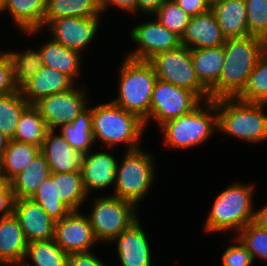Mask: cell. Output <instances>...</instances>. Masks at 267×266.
<instances>
[{"mask_svg":"<svg viewBox=\"0 0 267 266\" xmlns=\"http://www.w3.org/2000/svg\"><path fill=\"white\" fill-rule=\"evenodd\" d=\"M68 254L54 241H33L28 243L26 254L20 266H68ZM32 262V265L27 263Z\"/></svg>","mask_w":267,"mask_h":266,"instance_id":"4dcf8cb0","label":"cell"},{"mask_svg":"<svg viewBox=\"0 0 267 266\" xmlns=\"http://www.w3.org/2000/svg\"><path fill=\"white\" fill-rule=\"evenodd\" d=\"M74 83L76 84L64 73L44 65L20 91L29 104H34L42 97L70 89Z\"/></svg>","mask_w":267,"mask_h":266,"instance_id":"44dd1931","label":"cell"},{"mask_svg":"<svg viewBox=\"0 0 267 266\" xmlns=\"http://www.w3.org/2000/svg\"><path fill=\"white\" fill-rule=\"evenodd\" d=\"M5 265H6V266H10L9 264H0V266H5Z\"/></svg>","mask_w":267,"mask_h":266,"instance_id":"f907efd6","label":"cell"},{"mask_svg":"<svg viewBox=\"0 0 267 266\" xmlns=\"http://www.w3.org/2000/svg\"><path fill=\"white\" fill-rule=\"evenodd\" d=\"M92 252L70 254L68 256V266H107Z\"/></svg>","mask_w":267,"mask_h":266,"instance_id":"7bdbcfd3","label":"cell"},{"mask_svg":"<svg viewBox=\"0 0 267 266\" xmlns=\"http://www.w3.org/2000/svg\"><path fill=\"white\" fill-rule=\"evenodd\" d=\"M211 10L226 39L250 35L245 0H222L215 3Z\"/></svg>","mask_w":267,"mask_h":266,"instance_id":"603a6c76","label":"cell"},{"mask_svg":"<svg viewBox=\"0 0 267 266\" xmlns=\"http://www.w3.org/2000/svg\"><path fill=\"white\" fill-rule=\"evenodd\" d=\"M117 161L111 152L91 150L84 155L80 170L85 191L89 195L93 190L106 189L115 185Z\"/></svg>","mask_w":267,"mask_h":266,"instance_id":"2e32d148","label":"cell"},{"mask_svg":"<svg viewBox=\"0 0 267 266\" xmlns=\"http://www.w3.org/2000/svg\"><path fill=\"white\" fill-rule=\"evenodd\" d=\"M153 15L163 26L180 38H182L191 18L173 0H166Z\"/></svg>","mask_w":267,"mask_h":266,"instance_id":"8d00e7d4","label":"cell"},{"mask_svg":"<svg viewBox=\"0 0 267 266\" xmlns=\"http://www.w3.org/2000/svg\"><path fill=\"white\" fill-rule=\"evenodd\" d=\"M224 63L217 85L210 91L211 99L236 97L245 87L259 56L266 50L267 42L258 36L229 38L225 40Z\"/></svg>","mask_w":267,"mask_h":266,"instance_id":"6da1fadb","label":"cell"},{"mask_svg":"<svg viewBox=\"0 0 267 266\" xmlns=\"http://www.w3.org/2000/svg\"><path fill=\"white\" fill-rule=\"evenodd\" d=\"M29 105L20 89L0 96V130L9 139H13L20 117Z\"/></svg>","mask_w":267,"mask_h":266,"instance_id":"d6a6232c","label":"cell"},{"mask_svg":"<svg viewBox=\"0 0 267 266\" xmlns=\"http://www.w3.org/2000/svg\"><path fill=\"white\" fill-rule=\"evenodd\" d=\"M50 175V166L44 155L40 152L23 171L9 182L15 199H31L39 186Z\"/></svg>","mask_w":267,"mask_h":266,"instance_id":"d4e9b609","label":"cell"},{"mask_svg":"<svg viewBox=\"0 0 267 266\" xmlns=\"http://www.w3.org/2000/svg\"><path fill=\"white\" fill-rule=\"evenodd\" d=\"M138 219L112 242L117 244V254L122 266H152V251Z\"/></svg>","mask_w":267,"mask_h":266,"instance_id":"e0dca14e","label":"cell"},{"mask_svg":"<svg viewBox=\"0 0 267 266\" xmlns=\"http://www.w3.org/2000/svg\"><path fill=\"white\" fill-rule=\"evenodd\" d=\"M56 222L65 218L72 210L56 196L55 182L49 177L39 186L31 198Z\"/></svg>","mask_w":267,"mask_h":266,"instance_id":"d590c367","label":"cell"},{"mask_svg":"<svg viewBox=\"0 0 267 266\" xmlns=\"http://www.w3.org/2000/svg\"><path fill=\"white\" fill-rule=\"evenodd\" d=\"M91 212L87 215L99 243H111L139 218L134 203L113 195L94 197ZM105 242V243H104Z\"/></svg>","mask_w":267,"mask_h":266,"instance_id":"ba28073f","label":"cell"},{"mask_svg":"<svg viewBox=\"0 0 267 266\" xmlns=\"http://www.w3.org/2000/svg\"><path fill=\"white\" fill-rule=\"evenodd\" d=\"M69 145L82 153H87L93 146L92 135V107L82 111L71 124H65L60 128Z\"/></svg>","mask_w":267,"mask_h":266,"instance_id":"f546056e","label":"cell"},{"mask_svg":"<svg viewBox=\"0 0 267 266\" xmlns=\"http://www.w3.org/2000/svg\"><path fill=\"white\" fill-rule=\"evenodd\" d=\"M54 241L68 255L90 252L99 243L87 214L71 211L54 225Z\"/></svg>","mask_w":267,"mask_h":266,"instance_id":"4fadbf2b","label":"cell"},{"mask_svg":"<svg viewBox=\"0 0 267 266\" xmlns=\"http://www.w3.org/2000/svg\"><path fill=\"white\" fill-rule=\"evenodd\" d=\"M28 242L13 215L0 219V264L20 266L24 260Z\"/></svg>","mask_w":267,"mask_h":266,"instance_id":"7402d4cb","label":"cell"},{"mask_svg":"<svg viewBox=\"0 0 267 266\" xmlns=\"http://www.w3.org/2000/svg\"><path fill=\"white\" fill-rule=\"evenodd\" d=\"M259 227L267 230V203L261 209L255 210L254 221Z\"/></svg>","mask_w":267,"mask_h":266,"instance_id":"7dc6e473","label":"cell"},{"mask_svg":"<svg viewBox=\"0 0 267 266\" xmlns=\"http://www.w3.org/2000/svg\"><path fill=\"white\" fill-rule=\"evenodd\" d=\"M250 35L267 42V0H245Z\"/></svg>","mask_w":267,"mask_h":266,"instance_id":"f35d334b","label":"cell"},{"mask_svg":"<svg viewBox=\"0 0 267 266\" xmlns=\"http://www.w3.org/2000/svg\"><path fill=\"white\" fill-rule=\"evenodd\" d=\"M117 99L112 102L148 124L150 103L157 76L148 61L125 57L119 70Z\"/></svg>","mask_w":267,"mask_h":266,"instance_id":"5b68a950","label":"cell"},{"mask_svg":"<svg viewBox=\"0 0 267 266\" xmlns=\"http://www.w3.org/2000/svg\"><path fill=\"white\" fill-rule=\"evenodd\" d=\"M109 6L120 8L122 11L137 13V0H101V8L104 13Z\"/></svg>","mask_w":267,"mask_h":266,"instance_id":"f6af8a7d","label":"cell"},{"mask_svg":"<svg viewBox=\"0 0 267 266\" xmlns=\"http://www.w3.org/2000/svg\"><path fill=\"white\" fill-rule=\"evenodd\" d=\"M210 7H212L215 3L220 2L222 0H205Z\"/></svg>","mask_w":267,"mask_h":266,"instance_id":"681fc988","label":"cell"},{"mask_svg":"<svg viewBox=\"0 0 267 266\" xmlns=\"http://www.w3.org/2000/svg\"><path fill=\"white\" fill-rule=\"evenodd\" d=\"M201 103L203 100L196 93L157 79L148 122L153 119L160 126L168 120L190 113Z\"/></svg>","mask_w":267,"mask_h":266,"instance_id":"30bf717a","label":"cell"},{"mask_svg":"<svg viewBox=\"0 0 267 266\" xmlns=\"http://www.w3.org/2000/svg\"><path fill=\"white\" fill-rule=\"evenodd\" d=\"M254 186L234 182L226 187L214 200L207 216L204 231L209 234L235 231L238 233L254 221Z\"/></svg>","mask_w":267,"mask_h":266,"instance_id":"277c9868","label":"cell"},{"mask_svg":"<svg viewBox=\"0 0 267 266\" xmlns=\"http://www.w3.org/2000/svg\"><path fill=\"white\" fill-rule=\"evenodd\" d=\"M193 66L201 84L210 92L219 81L224 63L223 45L191 49Z\"/></svg>","mask_w":267,"mask_h":266,"instance_id":"484cf974","label":"cell"},{"mask_svg":"<svg viewBox=\"0 0 267 266\" xmlns=\"http://www.w3.org/2000/svg\"><path fill=\"white\" fill-rule=\"evenodd\" d=\"M13 64V79L20 89L44 66L39 50L26 49L22 52L7 51Z\"/></svg>","mask_w":267,"mask_h":266,"instance_id":"e575fe53","label":"cell"},{"mask_svg":"<svg viewBox=\"0 0 267 266\" xmlns=\"http://www.w3.org/2000/svg\"><path fill=\"white\" fill-rule=\"evenodd\" d=\"M101 0H47L43 28L62 17H101Z\"/></svg>","mask_w":267,"mask_h":266,"instance_id":"83f0119b","label":"cell"},{"mask_svg":"<svg viewBox=\"0 0 267 266\" xmlns=\"http://www.w3.org/2000/svg\"><path fill=\"white\" fill-rule=\"evenodd\" d=\"M191 17L208 12L211 7L205 0H173Z\"/></svg>","mask_w":267,"mask_h":266,"instance_id":"ee69618b","label":"cell"},{"mask_svg":"<svg viewBox=\"0 0 267 266\" xmlns=\"http://www.w3.org/2000/svg\"><path fill=\"white\" fill-rule=\"evenodd\" d=\"M217 130L247 143L267 140L266 103L245 102L236 97L214 99Z\"/></svg>","mask_w":267,"mask_h":266,"instance_id":"7a4b0ae2","label":"cell"},{"mask_svg":"<svg viewBox=\"0 0 267 266\" xmlns=\"http://www.w3.org/2000/svg\"><path fill=\"white\" fill-rule=\"evenodd\" d=\"M47 0H1V12L10 14L19 31L36 34L43 30Z\"/></svg>","mask_w":267,"mask_h":266,"instance_id":"ffe728a7","label":"cell"},{"mask_svg":"<svg viewBox=\"0 0 267 266\" xmlns=\"http://www.w3.org/2000/svg\"><path fill=\"white\" fill-rule=\"evenodd\" d=\"M236 244L227 247L222 254V266H251L253 256L251 252L235 237Z\"/></svg>","mask_w":267,"mask_h":266,"instance_id":"ab89813d","label":"cell"},{"mask_svg":"<svg viewBox=\"0 0 267 266\" xmlns=\"http://www.w3.org/2000/svg\"><path fill=\"white\" fill-rule=\"evenodd\" d=\"M13 214L28 243L54 239L55 221L32 199H15Z\"/></svg>","mask_w":267,"mask_h":266,"instance_id":"9a60e30c","label":"cell"},{"mask_svg":"<svg viewBox=\"0 0 267 266\" xmlns=\"http://www.w3.org/2000/svg\"><path fill=\"white\" fill-rule=\"evenodd\" d=\"M86 90L73 85L66 91L40 98L33 105L49 130H56L72 121L88 106Z\"/></svg>","mask_w":267,"mask_h":266,"instance_id":"8fae6325","label":"cell"},{"mask_svg":"<svg viewBox=\"0 0 267 266\" xmlns=\"http://www.w3.org/2000/svg\"><path fill=\"white\" fill-rule=\"evenodd\" d=\"M155 19L152 22L139 23L131 29L129 37L137 44V48L130 51L127 58L148 61L160 52L182 45L178 35L163 26L157 18Z\"/></svg>","mask_w":267,"mask_h":266,"instance_id":"7c38bea8","label":"cell"},{"mask_svg":"<svg viewBox=\"0 0 267 266\" xmlns=\"http://www.w3.org/2000/svg\"><path fill=\"white\" fill-rule=\"evenodd\" d=\"M50 178L55 182L56 196L72 211H79L90 196L85 191L80 171L51 172Z\"/></svg>","mask_w":267,"mask_h":266,"instance_id":"f1b7e54d","label":"cell"},{"mask_svg":"<svg viewBox=\"0 0 267 266\" xmlns=\"http://www.w3.org/2000/svg\"><path fill=\"white\" fill-rule=\"evenodd\" d=\"M40 153V147L10 139L0 159V181L10 182Z\"/></svg>","mask_w":267,"mask_h":266,"instance_id":"4316f807","label":"cell"},{"mask_svg":"<svg viewBox=\"0 0 267 266\" xmlns=\"http://www.w3.org/2000/svg\"><path fill=\"white\" fill-rule=\"evenodd\" d=\"M153 158L152 153L141 148L126 150L122 162L117 163L114 194L111 195L130 201L138 207L155 181Z\"/></svg>","mask_w":267,"mask_h":266,"instance_id":"52a82bcc","label":"cell"},{"mask_svg":"<svg viewBox=\"0 0 267 266\" xmlns=\"http://www.w3.org/2000/svg\"><path fill=\"white\" fill-rule=\"evenodd\" d=\"M145 123L138 116L126 111L112 101L92 107V135L104 147L124 144L127 151L140 148L139 142L145 133Z\"/></svg>","mask_w":267,"mask_h":266,"instance_id":"3957f363","label":"cell"},{"mask_svg":"<svg viewBox=\"0 0 267 266\" xmlns=\"http://www.w3.org/2000/svg\"><path fill=\"white\" fill-rule=\"evenodd\" d=\"M166 0H137V11L143 14L151 15L164 4Z\"/></svg>","mask_w":267,"mask_h":266,"instance_id":"bcb514c9","label":"cell"},{"mask_svg":"<svg viewBox=\"0 0 267 266\" xmlns=\"http://www.w3.org/2000/svg\"><path fill=\"white\" fill-rule=\"evenodd\" d=\"M48 130L40 147V152L46 158L53 173L80 171L83 165L84 153L73 149L64 136Z\"/></svg>","mask_w":267,"mask_h":266,"instance_id":"ac0fdd59","label":"cell"},{"mask_svg":"<svg viewBox=\"0 0 267 266\" xmlns=\"http://www.w3.org/2000/svg\"><path fill=\"white\" fill-rule=\"evenodd\" d=\"M201 105L190 113L168 120L159 126L164 133L166 147L185 150L201 146L218 131L216 103L210 99L203 101V106Z\"/></svg>","mask_w":267,"mask_h":266,"instance_id":"8992f818","label":"cell"},{"mask_svg":"<svg viewBox=\"0 0 267 266\" xmlns=\"http://www.w3.org/2000/svg\"><path fill=\"white\" fill-rule=\"evenodd\" d=\"M226 38L223 36L214 12H208L191 17L181 44L190 49L218 47L224 45Z\"/></svg>","mask_w":267,"mask_h":266,"instance_id":"d6986e66","label":"cell"},{"mask_svg":"<svg viewBox=\"0 0 267 266\" xmlns=\"http://www.w3.org/2000/svg\"><path fill=\"white\" fill-rule=\"evenodd\" d=\"M236 98L245 102L267 104V48L259 56L245 87Z\"/></svg>","mask_w":267,"mask_h":266,"instance_id":"836d02e7","label":"cell"},{"mask_svg":"<svg viewBox=\"0 0 267 266\" xmlns=\"http://www.w3.org/2000/svg\"><path fill=\"white\" fill-rule=\"evenodd\" d=\"M0 50V96L15 92L18 88L14 84L13 64L7 52Z\"/></svg>","mask_w":267,"mask_h":266,"instance_id":"60d3db41","label":"cell"},{"mask_svg":"<svg viewBox=\"0 0 267 266\" xmlns=\"http://www.w3.org/2000/svg\"><path fill=\"white\" fill-rule=\"evenodd\" d=\"M148 62L153 66L157 78L177 87L196 93L203 101L211 99L210 92L198 79L191 56V49L185 45L160 52Z\"/></svg>","mask_w":267,"mask_h":266,"instance_id":"9c48e42d","label":"cell"},{"mask_svg":"<svg viewBox=\"0 0 267 266\" xmlns=\"http://www.w3.org/2000/svg\"><path fill=\"white\" fill-rule=\"evenodd\" d=\"M239 241L251 252L253 259L259 258L267 262V230L254 222L243 227L236 236Z\"/></svg>","mask_w":267,"mask_h":266,"instance_id":"74e56055","label":"cell"},{"mask_svg":"<svg viewBox=\"0 0 267 266\" xmlns=\"http://www.w3.org/2000/svg\"><path fill=\"white\" fill-rule=\"evenodd\" d=\"M48 130L38 109L30 104L20 117L13 140L41 147Z\"/></svg>","mask_w":267,"mask_h":266,"instance_id":"1f68e13d","label":"cell"},{"mask_svg":"<svg viewBox=\"0 0 267 266\" xmlns=\"http://www.w3.org/2000/svg\"><path fill=\"white\" fill-rule=\"evenodd\" d=\"M15 197L10 183L0 181V219L13 215Z\"/></svg>","mask_w":267,"mask_h":266,"instance_id":"b9f144b4","label":"cell"},{"mask_svg":"<svg viewBox=\"0 0 267 266\" xmlns=\"http://www.w3.org/2000/svg\"><path fill=\"white\" fill-rule=\"evenodd\" d=\"M9 140L10 139L0 130V159L4 155Z\"/></svg>","mask_w":267,"mask_h":266,"instance_id":"c3c4849f","label":"cell"},{"mask_svg":"<svg viewBox=\"0 0 267 266\" xmlns=\"http://www.w3.org/2000/svg\"><path fill=\"white\" fill-rule=\"evenodd\" d=\"M39 47L43 64L67 75L73 82L80 75L82 55L50 38ZM77 77V78H76Z\"/></svg>","mask_w":267,"mask_h":266,"instance_id":"cb8c5ba5","label":"cell"},{"mask_svg":"<svg viewBox=\"0 0 267 266\" xmlns=\"http://www.w3.org/2000/svg\"><path fill=\"white\" fill-rule=\"evenodd\" d=\"M101 17H62L47 25L51 38L82 54L97 37ZM96 35V36H95Z\"/></svg>","mask_w":267,"mask_h":266,"instance_id":"5bb4252c","label":"cell"}]
</instances>
